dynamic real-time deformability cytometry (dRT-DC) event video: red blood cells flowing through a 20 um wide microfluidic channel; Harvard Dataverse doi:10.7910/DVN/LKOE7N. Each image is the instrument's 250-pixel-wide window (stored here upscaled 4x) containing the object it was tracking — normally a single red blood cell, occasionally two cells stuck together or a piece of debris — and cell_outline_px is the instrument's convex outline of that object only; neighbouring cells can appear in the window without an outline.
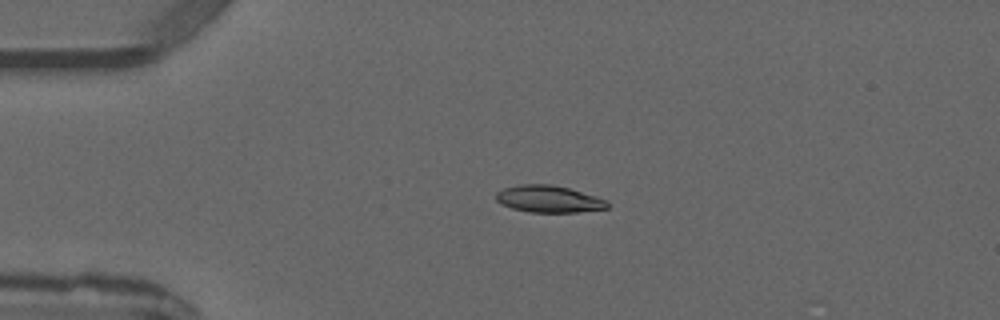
{"species": "common noctule bat (a hibernating species)", "species_latin": "Nyctalus noctula", "temperature_condition": "warm", "stored_images_in_passage": 3, "camera_frame_rate_fps": 3000, "um_per_image_px": 0.085, "animal": {"sex": "male", "forearm_length_mm": 52.5}, "frame": {"image": 1, "passage_image": 2, "time_ms": 1.333, "image_size_px": [1000, 320], "cell_outline_px": [[608, 208], [576, 212], [528, 212], [512, 208], [500, 204], [496, 200], [496, 192], [504, 188], [520, 184], [548, 184], [568, 188], [596, 196], [608, 200]], "centroid_in_image_um": [46.62, 16.91], "position_along_channel_um": 38.4, "area_um2": 17.46}}